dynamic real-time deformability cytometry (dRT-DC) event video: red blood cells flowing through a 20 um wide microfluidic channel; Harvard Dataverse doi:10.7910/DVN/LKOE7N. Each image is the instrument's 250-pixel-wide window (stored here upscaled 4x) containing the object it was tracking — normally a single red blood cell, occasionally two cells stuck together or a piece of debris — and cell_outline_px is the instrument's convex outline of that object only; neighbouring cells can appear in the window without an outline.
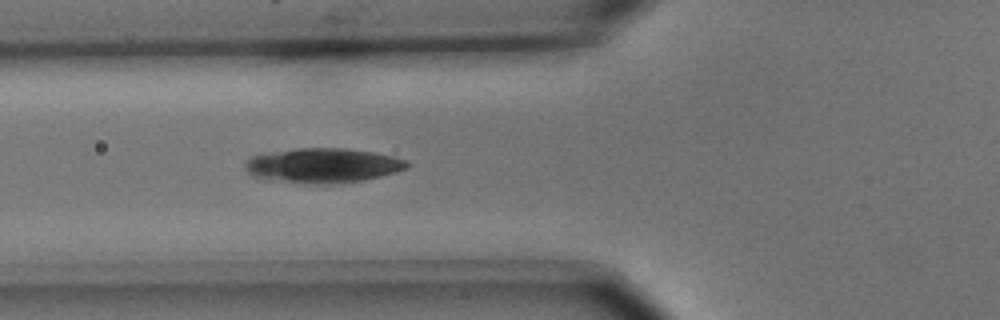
{"species": "common noctule bat (a hibernating species)", "species_latin": "Nyctalus noctula", "temperature_condition": "cold", "stored_images_in_passage": 6, "camera_frame_rate_fps": 3000, "um_per_image_px": 0.085, "animal": {"sex": "male", "body_mass_g": 15.6}, "frame": {"image": 1, "passage_image": 6, "time_ms": 1.667, "image_size_px": [1000, 320], "cell_outline_px": [[408, 168], [396, 172], [380, 176], [360, 180], [328, 184], [320, 184], [256, 176], [248, 172], [244, 168], [244, 160], [252, 156], [268, 152], [296, 148], [344, 148], [372, 152], [392, 156], [408, 160]], "centroid_in_image_um": [27.47, 14.03], "position_along_channel_um": 98.3, "area_um2": 32.02}}